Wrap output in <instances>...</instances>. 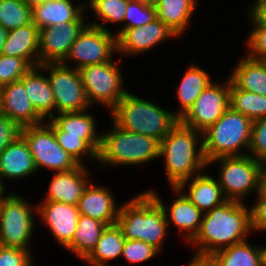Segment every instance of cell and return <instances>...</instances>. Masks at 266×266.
<instances>
[{
	"instance_id": "obj_1",
	"label": "cell",
	"mask_w": 266,
	"mask_h": 266,
	"mask_svg": "<svg viewBox=\"0 0 266 266\" xmlns=\"http://www.w3.org/2000/svg\"><path fill=\"white\" fill-rule=\"evenodd\" d=\"M252 231L250 207L227 200L203 214L200 230L191 241L198 246L194 256L208 258L218 250L245 241Z\"/></svg>"
},
{
	"instance_id": "obj_2",
	"label": "cell",
	"mask_w": 266,
	"mask_h": 266,
	"mask_svg": "<svg viewBox=\"0 0 266 266\" xmlns=\"http://www.w3.org/2000/svg\"><path fill=\"white\" fill-rule=\"evenodd\" d=\"M200 137L203 139L202 132L178 121L160 142V157L165 158L170 185L180 191L194 175L201 173L208 165L204 156L203 141H199Z\"/></svg>"
},
{
	"instance_id": "obj_3",
	"label": "cell",
	"mask_w": 266,
	"mask_h": 266,
	"mask_svg": "<svg viewBox=\"0 0 266 266\" xmlns=\"http://www.w3.org/2000/svg\"><path fill=\"white\" fill-rule=\"evenodd\" d=\"M161 200L154 190H148L120 206L116 223L125 239L143 241L160 251L170 224Z\"/></svg>"
},
{
	"instance_id": "obj_4",
	"label": "cell",
	"mask_w": 266,
	"mask_h": 266,
	"mask_svg": "<svg viewBox=\"0 0 266 266\" xmlns=\"http://www.w3.org/2000/svg\"><path fill=\"white\" fill-rule=\"evenodd\" d=\"M113 123L118 127L162 141L179 121L173 112L162 109L146 99L127 92L111 109Z\"/></svg>"
},
{
	"instance_id": "obj_5",
	"label": "cell",
	"mask_w": 266,
	"mask_h": 266,
	"mask_svg": "<svg viewBox=\"0 0 266 266\" xmlns=\"http://www.w3.org/2000/svg\"><path fill=\"white\" fill-rule=\"evenodd\" d=\"M253 121L230 106L203 131V151L207 161L220 157L244 156L240 147L249 148ZM238 151V152H237Z\"/></svg>"
},
{
	"instance_id": "obj_6",
	"label": "cell",
	"mask_w": 266,
	"mask_h": 266,
	"mask_svg": "<svg viewBox=\"0 0 266 266\" xmlns=\"http://www.w3.org/2000/svg\"><path fill=\"white\" fill-rule=\"evenodd\" d=\"M160 157V141L122 129L113 123L103 134L97 161L105 165H137Z\"/></svg>"
},
{
	"instance_id": "obj_7",
	"label": "cell",
	"mask_w": 266,
	"mask_h": 266,
	"mask_svg": "<svg viewBox=\"0 0 266 266\" xmlns=\"http://www.w3.org/2000/svg\"><path fill=\"white\" fill-rule=\"evenodd\" d=\"M220 161L219 179L222 192L227 200L243 201V198L256 190H262L264 163L249 155L220 157L208 165Z\"/></svg>"
},
{
	"instance_id": "obj_8",
	"label": "cell",
	"mask_w": 266,
	"mask_h": 266,
	"mask_svg": "<svg viewBox=\"0 0 266 266\" xmlns=\"http://www.w3.org/2000/svg\"><path fill=\"white\" fill-rule=\"evenodd\" d=\"M10 193L0 200V245L29 250L33 235V212L26 200Z\"/></svg>"
},
{
	"instance_id": "obj_9",
	"label": "cell",
	"mask_w": 266,
	"mask_h": 266,
	"mask_svg": "<svg viewBox=\"0 0 266 266\" xmlns=\"http://www.w3.org/2000/svg\"><path fill=\"white\" fill-rule=\"evenodd\" d=\"M20 135L27 142L37 170L49 168L66 172L79 164L56 141L53 129L46 124L22 127Z\"/></svg>"
},
{
	"instance_id": "obj_10",
	"label": "cell",
	"mask_w": 266,
	"mask_h": 266,
	"mask_svg": "<svg viewBox=\"0 0 266 266\" xmlns=\"http://www.w3.org/2000/svg\"><path fill=\"white\" fill-rule=\"evenodd\" d=\"M42 70H49L47 77L52 87L57 113L79 112L90 108L80 72L69 68L67 63H45L39 65Z\"/></svg>"
},
{
	"instance_id": "obj_11",
	"label": "cell",
	"mask_w": 266,
	"mask_h": 266,
	"mask_svg": "<svg viewBox=\"0 0 266 266\" xmlns=\"http://www.w3.org/2000/svg\"><path fill=\"white\" fill-rule=\"evenodd\" d=\"M118 62L87 65L79 69L88 103H101L112 109L128 92L123 89Z\"/></svg>"
},
{
	"instance_id": "obj_12",
	"label": "cell",
	"mask_w": 266,
	"mask_h": 266,
	"mask_svg": "<svg viewBox=\"0 0 266 266\" xmlns=\"http://www.w3.org/2000/svg\"><path fill=\"white\" fill-rule=\"evenodd\" d=\"M117 51L116 35L104 25L88 23L72 44L68 60L77 62L76 69L87 65L102 64L112 60L113 52Z\"/></svg>"
},
{
	"instance_id": "obj_13",
	"label": "cell",
	"mask_w": 266,
	"mask_h": 266,
	"mask_svg": "<svg viewBox=\"0 0 266 266\" xmlns=\"http://www.w3.org/2000/svg\"><path fill=\"white\" fill-rule=\"evenodd\" d=\"M223 85L210 83L179 121L200 132L213 125L229 108L230 78Z\"/></svg>"
},
{
	"instance_id": "obj_14",
	"label": "cell",
	"mask_w": 266,
	"mask_h": 266,
	"mask_svg": "<svg viewBox=\"0 0 266 266\" xmlns=\"http://www.w3.org/2000/svg\"><path fill=\"white\" fill-rule=\"evenodd\" d=\"M87 25L85 21L60 22L39 30L40 65L63 62Z\"/></svg>"
},
{
	"instance_id": "obj_15",
	"label": "cell",
	"mask_w": 266,
	"mask_h": 266,
	"mask_svg": "<svg viewBox=\"0 0 266 266\" xmlns=\"http://www.w3.org/2000/svg\"><path fill=\"white\" fill-rule=\"evenodd\" d=\"M177 36L161 20L155 18L141 27L121 29L116 33L117 51L122 54L144 53L170 37Z\"/></svg>"
},
{
	"instance_id": "obj_16",
	"label": "cell",
	"mask_w": 266,
	"mask_h": 266,
	"mask_svg": "<svg viewBox=\"0 0 266 266\" xmlns=\"http://www.w3.org/2000/svg\"><path fill=\"white\" fill-rule=\"evenodd\" d=\"M37 208L38 216L42 217L56 240L66 248L73 240L78 227L79 211L77 206L62 202L45 201Z\"/></svg>"
},
{
	"instance_id": "obj_17",
	"label": "cell",
	"mask_w": 266,
	"mask_h": 266,
	"mask_svg": "<svg viewBox=\"0 0 266 266\" xmlns=\"http://www.w3.org/2000/svg\"><path fill=\"white\" fill-rule=\"evenodd\" d=\"M26 95L20 81L0 87L1 113L14 121L20 128L44 122Z\"/></svg>"
},
{
	"instance_id": "obj_18",
	"label": "cell",
	"mask_w": 266,
	"mask_h": 266,
	"mask_svg": "<svg viewBox=\"0 0 266 266\" xmlns=\"http://www.w3.org/2000/svg\"><path fill=\"white\" fill-rule=\"evenodd\" d=\"M87 174L83 164L70 171L57 172L50 182L48 195L46 194L44 201L77 206L85 188L90 183L86 179Z\"/></svg>"
},
{
	"instance_id": "obj_19",
	"label": "cell",
	"mask_w": 266,
	"mask_h": 266,
	"mask_svg": "<svg viewBox=\"0 0 266 266\" xmlns=\"http://www.w3.org/2000/svg\"><path fill=\"white\" fill-rule=\"evenodd\" d=\"M79 215H85L108 225L117 222L120 207L115 205V199L105 187L88 184L78 204Z\"/></svg>"
},
{
	"instance_id": "obj_20",
	"label": "cell",
	"mask_w": 266,
	"mask_h": 266,
	"mask_svg": "<svg viewBox=\"0 0 266 266\" xmlns=\"http://www.w3.org/2000/svg\"><path fill=\"white\" fill-rule=\"evenodd\" d=\"M37 172L33 156L25 139L19 135L0 154V178H25Z\"/></svg>"
},
{
	"instance_id": "obj_21",
	"label": "cell",
	"mask_w": 266,
	"mask_h": 266,
	"mask_svg": "<svg viewBox=\"0 0 266 266\" xmlns=\"http://www.w3.org/2000/svg\"><path fill=\"white\" fill-rule=\"evenodd\" d=\"M2 54L21 57L32 67L39 66V29L36 25L32 22L8 31Z\"/></svg>"
},
{
	"instance_id": "obj_22",
	"label": "cell",
	"mask_w": 266,
	"mask_h": 266,
	"mask_svg": "<svg viewBox=\"0 0 266 266\" xmlns=\"http://www.w3.org/2000/svg\"><path fill=\"white\" fill-rule=\"evenodd\" d=\"M40 66L32 67L19 81L23 84L26 96L31 101L36 112L45 120L54 116L55 98L52 87Z\"/></svg>"
},
{
	"instance_id": "obj_23",
	"label": "cell",
	"mask_w": 266,
	"mask_h": 266,
	"mask_svg": "<svg viewBox=\"0 0 266 266\" xmlns=\"http://www.w3.org/2000/svg\"><path fill=\"white\" fill-rule=\"evenodd\" d=\"M84 6H74L71 0H48L32 9V22L41 30L60 22L84 21Z\"/></svg>"
},
{
	"instance_id": "obj_24",
	"label": "cell",
	"mask_w": 266,
	"mask_h": 266,
	"mask_svg": "<svg viewBox=\"0 0 266 266\" xmlns=\"http://www.w3.org/2000/svg\"><path fill=\"white\" fill-rule=\"evenodd\" d=\"M65 112L51 119L65 132V135L80 136L97 154L101 145V135L95 133V117L85 113Z\"/></svg>"
},
{
	"instance_id": "obj_25",
	"label": "cell",
	"mask_w": 266,
	"mask_h": 266,
	"mask_svg": "<svg viewBox=\"0 0 266 266\" xmlns=\"http://www.w3.org/2000/svg\"><path fill=\"white\" fill-rule=\"evenodd\" d=\"M192 178V181L189 185L188 194H183L202 213L208 212L227 201L218 181L208 174H205L204 171L194 175Z\"/></svg>"
},
{
	"instance_id": "obj_26",
	"label": "cell",
	"mask_w": 266,
	"mask_h": 266,
	"mask_svg": "<svg viewBox=\"0 0 266 266\" xmlns=\"http://www.w3.org/2000/svg\"><path fill=\"white\" fill-rule=\"evenodd\" d=\"M229 77L237 88L266 96V61L246 56Z\"/></svg>"
},
{
	"instance_id": "obj_27",
	"label": "cell",
	"mask_w": 266,
	"mask_h": 266,
	"mask_svg": "<svg viewBox=\"0 0 266 266\" xmlns=\"http://www.w3.org/2000/svg\"><path fill=\"white\" fill-rule=\"evenodd\" d=\"M247 242L218 250L208 258L215 266H264V247H253Z\"/></svg>"
},
{
	"instance_id": "obj_28",
	"label": "cell",
	"mask_w": 266,
	"mask_h": 266,
	"mask_svg": "<svg viewBox=\"0 0 266 266\" xmlns=\"http://www.w3.org/2000/svg\"><path fill=\"white\" fill-rule=\"evenodd\" d=\"M175 194H178V198L173 201L170 207L169 216L171 222H173L180 231L187 232L185 240L191 243V241L198 234L203 213L176 187H172Z\"/></svg>"
},
{
	"instance_id": "obj_29",
	"label": "cell",
	"mask_w": 266,
	"mask_h": 266,
	"mask_svg": "<svg viewBox=\"0 0 266 266\" xmlns=\"http://www.w3.org/2000/svg\"><path fill=\"white\" fill-rule=\"evenodd\" d=\"M196 5V0H158L155 5L156 18L178 37L187 28Z\"/></svg>"
},
{
	"instance_id": "obj_30",
	"label": "cell",
	"mask_w": 266,
	"mask_h": 266,
	"mask_svg": "<svg viewBox=\"0 0 266 266\" xmlns=\"http://www.w3.org/2000/svg\"><path fill=\"white\" fill-rule=\"evenodd\" d=\"M213 81L205 70L196 65H192L186 70L177 88V98L181 105V110L173 115L179 120L192 107L197 97Z\"/></svg>"
},
{
	"instance_id": "obj_31",
	"label": "cell",
	"mask_w": 266,
	"mask_h": 266,
	"mask_svg": "<svg viewBox=\"0 0 266 266\" xmlns=\"http://www.w3.org/2000/svg\"><path fill=\"white\" fill-rule=\"evenodd\" d=\"M125 240L117 223L108 225L103 230L93 251L84 260L92 266H108L105 264L107 261L122 255Z\"/></svg>"
},
{
	"instance_id": "obj_32",
	"label": "cell",
	"mask_w": 266,
	"mask_h": 266,
	"mask_svg": "<svg viewBox=\"0 0 266 266\" xmlns=\"http://www.w3.org/2000/svg\"><path fill=\"white\" fill-rule=\"evenodd\" d=\"M106 224L85 215H79L78 227L72 242L65 248L85 259L95 248Z\"/></svg>"
},
{
	"instance_id": "obj_33",
	"label": "cell",
	"mask_w": 266,
	"mask_h": 266,
	"mask_svg": "<svg viewBox=\"0 0 266 266\" xmlns=\"http://www.w3.org/2000/svg\"><path fill=\"white\" fill-rule=\"evenodd\" d=\"M229 106L252 121L266 117V96L241 90L231 80Z\"/></svg>"
},
{
	"instance_id": "obj_34",
	"label": "cell",
	"mask_w": 266,
	"mask_h": 266,
	"mask_svg": "<svg viewBox=\"0 0 266 266\" xmlns=\"http://www.w3.org/2000/svg\"><path fill=\"white\" fill-rule=\"evenodd\" d=\"M32 23V9L22 0H0V24L13 30Z\"/></svg>"
},
{
	"instance_id": "obj_35",
	"label": "cell",
	"mask_w": 266,
	"mask_h": 266,
	"mask_svg": "<svg viewBox=\"0 0 266 266\" xmlns=\"http://www.w3.org/2000/svg\"><path fill=\"white\" fill-rule=\"evenodd\" d=\"M47 124L53 129L57 143L79 164L84 154L97 160V153L80 136L65 135V132L52 120Z\"/></svg>"
},
{
	"instance_id": "obj_36",
	"label": "cell",
	"mask_w": 266,
	"mask_h": 266,
	"mask_svg": "<svg viewBox=\"0 0 266 266\" xmlns=\"http://www.w3.org/2000/svg\"><path fill=\"white\" fill-rule=\"evenodd\" d=\"M129 0H91L88 5L94 14L106 22H124Z\"/></svg>"
},
{
	"instance_id": "obj_37",
	"label": "cell",
	"mask_w": 266,
	"mask_h": 266,
	"mask_svg": "<svg viewBox=\"0 0 266 266\" xmlns=\"http://www.w3.org/2000/svg\"><path fill=\"white\" fill-rule=\"evenodd\" d=\"M32 66L21 57L0 55V87L19 81Z\"/></svg>"
},
{
	"instance_id": "obj_38",
	"label": "cell",
	"mask_w": 266,
	"mask_h": 266,
	"mask_svg": "<svg viewBox=\"0 0 266 266\" xmlns=\"http://www.w3.org/2000/svg\"><path fill=\"white\" fill-rule=\"evenodd\" d=\"M155 18V6L144 4L138 0H129L124 18L126 24L122 29L141 27L152 22Z\"/></svg>"
},
{
	"instance_id": "obj_39",
	"label": "cell",
	"mask_w": 266,
	"mask_h": 266,
	"mask_svg": "<svg viewBox=\"0 0 266 266\" xmlns=\"http://www.w3.org/2000/svg\"><path fill=\"white\" fill-rule=\"evenodd\" d=\"M159 251L150 244L138 240H125L122 257L129 263H142L154 258Z\"/></svg>"
},
{
	"instance_id": "obj_40",
	"label": "cell",
	"mask_w": 266,
	"mask_h": 266,
	"mask_svg": "<svg viewBox=\"0 0 266 266\" xmlns=\"http://www.w3.org/2000/svg\"><path fill=\"white\" fill-rule=\"evenodd\" d=\"M248 151L255 160L266 163V117L253 121Z\"/></svg>"
},
{
	"instance_id": "obj_41",
	"label": "cell",
	"mask_w": 266,
	"mask_h": 266,
	"mask_svg": "<svg viewBox=\"0 0 266 266\" xmlns=\"http://www.w3.org/2000/svg\"><path fill=\"white\" fill-rule=\"evenodd\" d=\"M253 30L250 32L246 45L251 51L248 57L266 61V27L260 24L251 14Z\"/></svg>"
},
{
	"instance_id": "obj_42",
	"label": "cell",
	"mask_w": 266,
	"mask_h": 266,
	"mask_svg": "<svg viewBox=\"0 0 266 266\" xmlns=\"http://www.w3.org/2000/svg\"><path fill=\"white\" fill-rule=\"evenodd\" d=\"M29 250L0 245V266H33Z\"/></svg>"
},
{
	"instance_id": "obj_43",
	"label": "cell",
	"mask_w": 266,
	"mask_h": 266,
	"mask_svg": "<svg viewBox=\"0 0 266 266\" xmlns=\"http://www.w3.org/2000/svg\"><path fill=\"white\" fill-rule=\"evenodd\" d=\"M257 200L251 211V225L254 231H266V191L262 188L257 194Z\"/></svg>"
},
{
	"instance_id": "obj_44",
	"label": "cell",
	"mask_w": 266,
	"mask_h": 266,
	"mask_svg": "<svg viewBox=\"0 0 266 266\" xmlns=\"http://www.w3.org/2000/svg\"><path fill=\"white\" fill-rule=\"evenodd\" d=\"M21 128L10 118L0 115V154L20 135Z\"/></svg>"
},
{
	"instance_id": "obj_45",
	"label": "cell",
	"mask_w": 266,
	"mask_h": 266,
	"mask_svg": "<svg viewBox=\"0 0 266 266\" xmlns=\"http://www.w3.org/2000/svg\"><path fill=\"white\" fill-rule=\"evenodd\" d=\"M250 12L249 14L266 27V0H256Z\"/></svg>"
},
{
	"instance_id": "obj_46",
	"label": "cell",
	"mask_w": 266,
	"mask_h": 266,
	"mask_svg": "<svg viewBox=\"0 0 266 266\" xmlns=\"http://www.w3.org/2000/svg\"><path fill=\"white\" fill-rule=\"evenodd\" d=\"M187 266H215L209 258H201L193 256L191 262Z\"/></svg>"
},
{
	"instance_id": "obj_47",
	"label": "cell",
	"mask_w": 266,
	"mask_h": 266,
	"mask_svg": "<svg viewBox=\"0 0 266 266\" xmlns=\"http://www.w3.org/2000/svg\"><path fill=\"white\" fill-rule=\"evenodd\" d=\"M8 31L0 24V55L3 51V45L6 41Z\"/></svg>"
},
{
	"instance_id": "obj_48",
	"label": "cell",
	"mask_w": 266,
	"mask_h": 266,
	"mask_svg": "<svg viewBox=\"0 0 266 266\" xmlns=\"http://www.w3.org/2000/svg\"><path fill=\"white\" fill-rule=\"evenodd\" d=\"M29 8L33 9L35 6L46 3L48 0H22Z\"/></svg>"
},
{
	"instance_id": "obj_49",
	"label": "cell",
	"mask_w": 266,
	"mask_h": 266,
	"mask_svg": "<svg viewBox=\"0 0 266 266\" xmlns=\"http://www.w3.org/2000/svg\"><path fill=\"white\" fill-rule=\"evenodd\" d=\"M262 188L266 191V163H264V167H263Z\"/></svg>"
},
{
	"instance_id": "obj_50",
	"label": "cell",
	"mask_w": 266,
	"mask_h": 266,
	"mask_svg": "<svg viewBox=\"0 0 266 266\" xmlns=\"http://www.w3.org/2000/svg\"><path fill=\"white\" fill-rule=\"evenodd\" d=\"M144 4L155 6L158 2V0H138Z\"/></svg>"
},
{
	"instance_id": "obj_51",
	"label": "cell",
	"mask_w": 266,
	"mask_h": 266,
	"mask_svg": "<svg viewBox=\"0 0 266 266\" xmlns=\"http://www.w3.org/2000/svg\"><path fill=\"white\" fill-rule=\"evenodd\" d=\"M4 191H5V187L3 185V181L0 178V200L3 198Z\"/></svg>"
},
{
	"instance_id": "obj_52",
	"label": "cell",
	"mask_w": 266,
	"mask_h": 266,
	"mask_svg": "<svg viewBox=\"0 0 266 266\" xmlns=\"http://www.w3.org/2000/svg\"><path fill=\"white\" fill-rule=\"evenodd\" d=\"M264 261H265V265H266V247H264Z\"/></svg>"
}]
</instances>
